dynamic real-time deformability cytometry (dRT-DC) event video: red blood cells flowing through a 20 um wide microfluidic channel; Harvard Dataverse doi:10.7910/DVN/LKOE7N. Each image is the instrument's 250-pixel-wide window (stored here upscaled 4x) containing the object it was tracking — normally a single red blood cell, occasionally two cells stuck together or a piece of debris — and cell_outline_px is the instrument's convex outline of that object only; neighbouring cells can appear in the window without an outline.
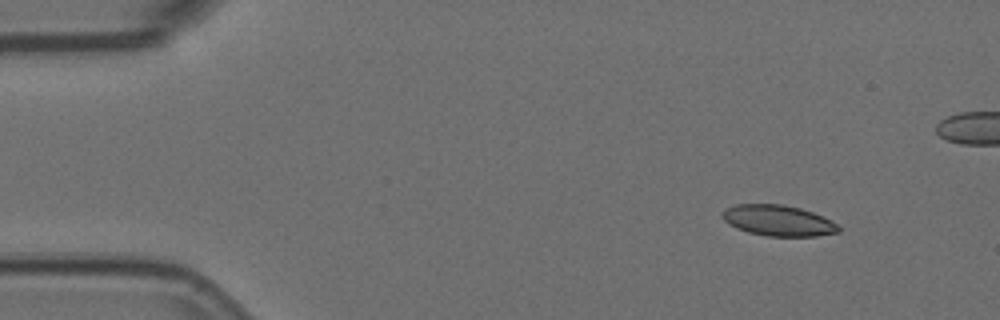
{"species": "Egyptian fruit bat (a non-hibernating species)", "species_latin": "Rousettus aegyptiacus", "temperature_condition": "room temperature", "stored_images_in_passage": 6, "camera_frame_rate_fps": 3000, "um_per_image_px": 0.085, "animal": {"sex": "female"}, "frame": {"image": 1, "passage_image": 2, "time_ms": 0.333, "image_size_px": [1000, 320], "cell_outline_px": [[840, 232], [816, 236], [768, 236], [748, 232], [736, 228], [728, 224], [720, 216], [720, 212], [724, 208], [736, 204], [784, 204], [800, 208], [812, 212], [836, 224], [840, 228]], "centroid_in_image_um": [66.07, 18.74], "position_along_channel_um": 18.9, "area_um2": 20.92}}